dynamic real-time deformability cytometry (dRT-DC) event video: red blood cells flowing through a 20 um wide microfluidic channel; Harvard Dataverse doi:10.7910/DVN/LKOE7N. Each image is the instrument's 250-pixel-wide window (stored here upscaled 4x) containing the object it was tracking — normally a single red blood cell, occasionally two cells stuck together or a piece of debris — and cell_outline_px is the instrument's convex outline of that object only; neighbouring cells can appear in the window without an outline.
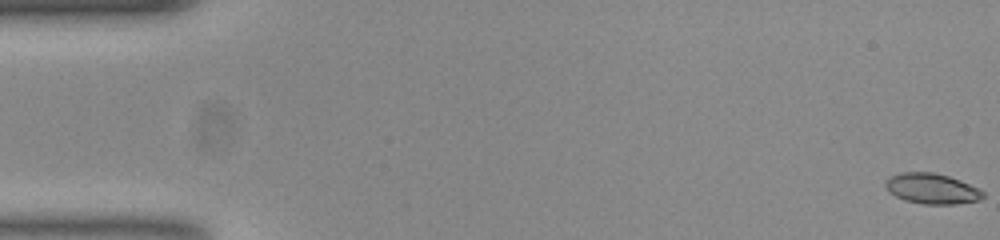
{"species": "common noctule bat (a hibernating species)", "species_latin": "Nyctalus noctula", "temperature_condition": "room temperature", "stored_images_in_passage": 55, "camera_frame_rate_fps": 3000, "um_per_image_px": 0.085, "animal": {"sex": "female", "body_mass_g": 23.0, "forearm_length_mm": 53.4}, "frame": {"image": 1, "passage_image": 1, "time_ms": 0.0, "image_size_px": [1000, 240], "cell_outline_px": [[984, 196], [976, 200], [952, 204], [924, 204], [904, 200], [896, 196], [884, 184], [892, 176], [904, 172], [932, 172], [948, 176], [968, 184], [984, 192]], "centroid_in_image_um": [79.2, 16.03], "position_along_channel_um": 5.8, "area_um2": 16.7}}
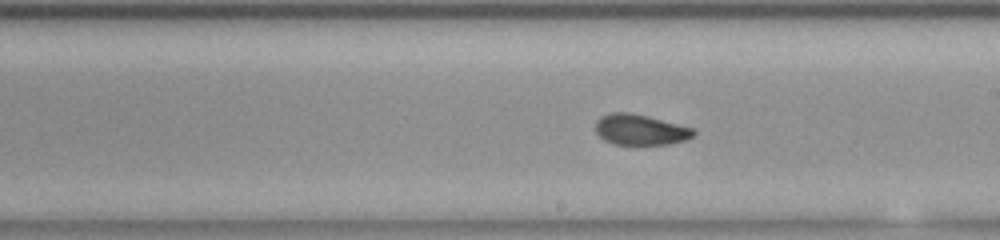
{"frame": {"image": 2, "passage_image": 31, "time_ms": 10.0, "image_size_px": [1000, 240], "cell_outline_px": [[696, 132], [692, 136], [684, 140], [668, 144], [616, 144], [604, 140], [596, 132], [596, 120], [600, 116], [612, 112], [628, 112], [648, 116], [692, 128]], "centroid_in_image_um": [54.39, 11.01], "position_along_channel_um": 234.6, "area_um2": 17.28}}
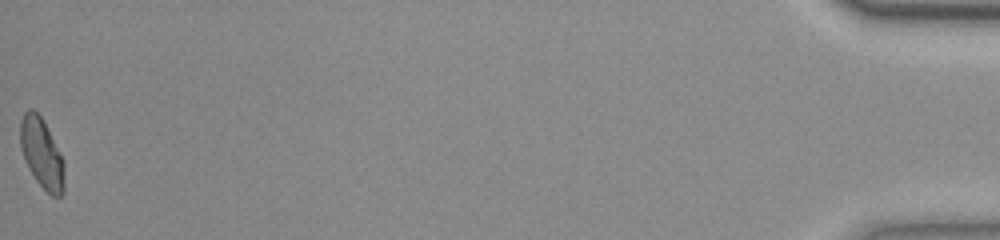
{"frame": {"image": 3, "passage_image": 55, "time_ms": 18.0, "image_size_px": [1000, 240], "cell_outline_px": [[64, 192], [60, 196], [52, 196], [36, 180], [28, 168], [24, 160], [20, 144], [20, 120], [24, 112], [28, 108], [32, 108], [40, 116], [64, 160]], "centroid_in_image_um": [3.53, 13.04], "position_along_channel_um": 431.7, "area_um2": 17.8}, "authors_computed_cell_mechanics": {"area_um2": 17.629, "velocity_mm_per_s": 3.7773, "shape_relaxation_time_tau1_ms": 11.1652, "shape_relaxation_time_tau2_ms": 1.72, "deformation_change_tau1": 0.2418, "deformation_change_tau2": 0.0703}}